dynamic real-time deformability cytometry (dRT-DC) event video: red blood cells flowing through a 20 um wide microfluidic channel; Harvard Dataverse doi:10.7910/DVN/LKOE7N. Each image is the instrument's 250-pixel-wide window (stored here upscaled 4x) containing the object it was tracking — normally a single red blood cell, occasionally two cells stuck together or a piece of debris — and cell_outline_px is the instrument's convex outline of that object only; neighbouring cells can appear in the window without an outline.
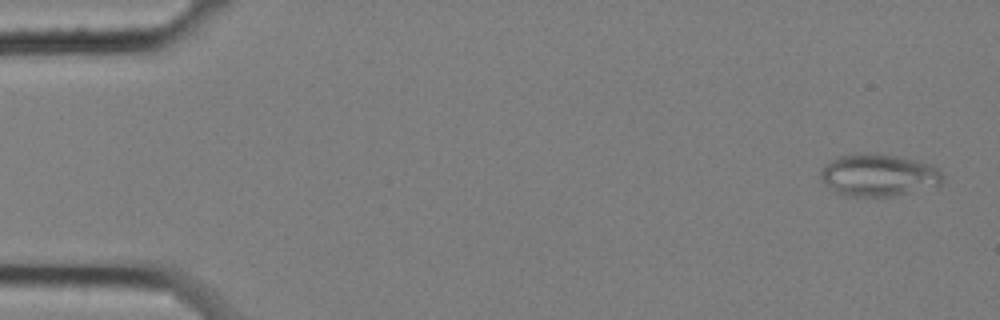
{"species": "common noctule bat (a hibernating species)", "species_latin": "Nyctalus noctula", "temperature_condition": "cold", "stored_images_in_passage": 59, "camera_frame_rate_fps": 3000, "um_per_image_px": 0.085, "animal": {"sex": "female", "body_mass_g": 25.1}, "frame": {"image": 1, "passage_image": 3, "time_ms": 0.667, "image_size_px": [1000, 320], "cell_outline_px": [[944, 176], [940, 184], [936, 188], [892, 196], [844, 196], [828, 188], [824, 184], [820, 176], [820, 172], [824, 164], [840, 156], [860, 152], [876, 152], [900, 156], [932, 164], [940, 168]], "centroid_in_image_um": [74.72, 14.88], "position_along_channel_um": 10.3, "area_um2": 30.92}}
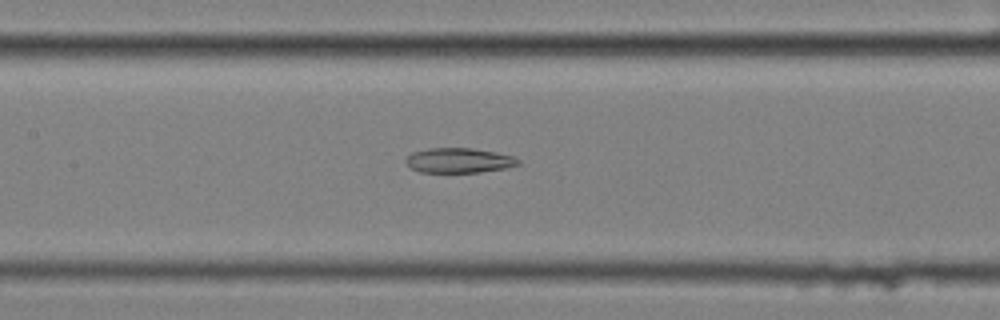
{"frame": {"image": 2, "passage_image": 28, "time_ms": 9.0, "image_size_px": [1000, 320], "cell_outline_px": [[520, 164], [508, 168], [480, 172], [420, 172], [412, 168], [404, 160], [412, 152], [428, 148], [472, 148], [496, 152], [512, 156], [520, 160]], "centroid_in_image_um": [39.03, 13.63], "position_along_channel_um": 168.4, "area_um2": 16.3}}
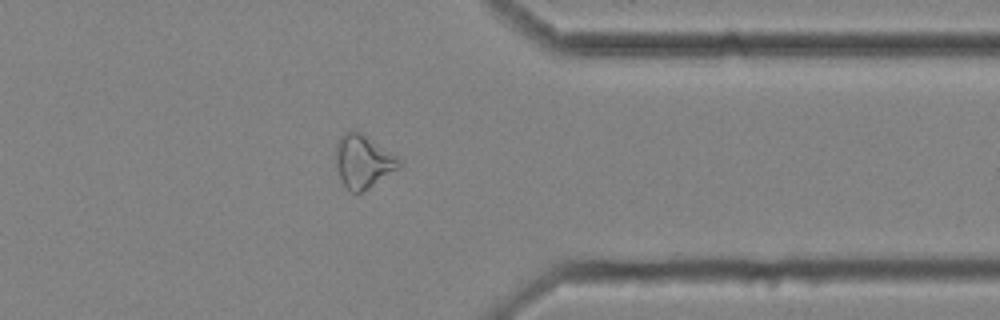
{"frame": {"image": 3, "passage_image": 47, "time_ms": 15.333, "image_size_px": [1000, 320], "cell_outline_px": [[400, 168], [368, 188], [360, 192], [352, 192], [340, 180], [336, 168], [336, 144], [340, 136], [344, 132], [364, 132], [396, 156], [400, 160]], "centroid_in_image_um": [30.85, 13.7], "position_along_channel_um": 380.5, "area_um2": 19.54}}